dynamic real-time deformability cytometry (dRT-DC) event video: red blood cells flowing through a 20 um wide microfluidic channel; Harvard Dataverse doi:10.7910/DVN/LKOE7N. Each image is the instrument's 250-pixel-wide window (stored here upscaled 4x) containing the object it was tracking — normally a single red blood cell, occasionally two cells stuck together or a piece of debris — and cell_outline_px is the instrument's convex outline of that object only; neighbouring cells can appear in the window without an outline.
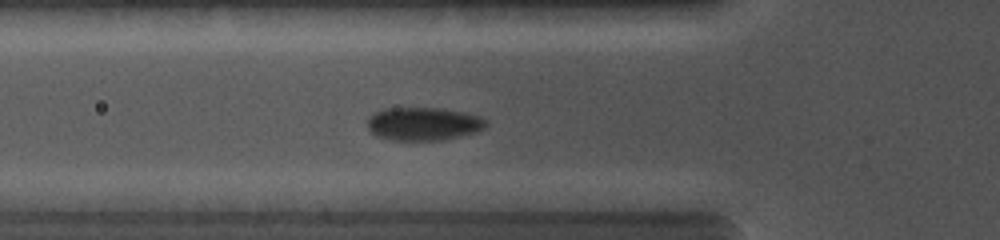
{"species": "common noctule bat (a hibernating species)", "species_latin": "Nyctalus noctula", "temperature_condition": "cold", "stored_images_in_passage": 12, "camera_frame_rate_fps": 5000, "um_per_image_px": 0.085, "animal": {"sex": "female", "body_mass_g": 19.0, "forearm_length_mm": 56.7}, "frame": {"image": 1, "passage_image": 10, "time_ms": 4.6, "image_size_px": [1000, 240], "cell_outline_px": [[488, 124], [484, 128], [476, 132], [444, 140], [392, 140], [376, 136], [368, 128], [368, 116], [372, 112], [380, 108], [440, 108], [464, 112], [480, 116], [488, 120]], "centroid_in_image_um": [35.98, 10.52], "position_along_channel_um": 89.8, "area_um2": 23.24}}